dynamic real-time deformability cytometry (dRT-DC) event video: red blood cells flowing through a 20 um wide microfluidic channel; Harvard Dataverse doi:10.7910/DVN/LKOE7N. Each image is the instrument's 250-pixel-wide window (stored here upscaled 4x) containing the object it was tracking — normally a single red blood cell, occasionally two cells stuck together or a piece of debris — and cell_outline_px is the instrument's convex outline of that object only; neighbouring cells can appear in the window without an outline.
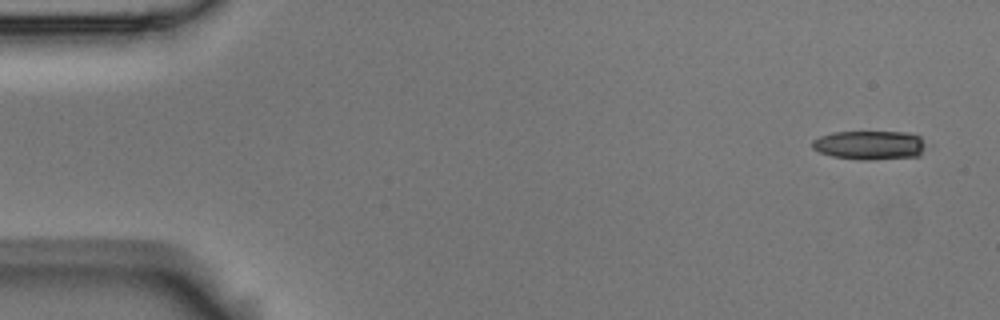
{"species": "Egyptian fruit bat (a non-hibernating species)", "species_latin": "Rousettus aegyptiacus", "temperature_condition": "room temperature", "stored_images_in_passage": 5, "camera_frame_rate_fps": 3000, "um_per_image_px": 0.085, "animal": {"sex": "male"}, "frame": {"image": 1, "passage_image": 1, "time_ms": 0.0, "image_size_px": [1000, 320], "cell_outline_px": [[932, 144], [920, 156], [864, 160], [832, 156], [820, 152], [812, 148], [812, 140], [820, 136], [832, 132], [904, 132], [920, 136]], "centroid_in_image_um": [74.03, 12.33], "position_along_channel_um": 11.0, "area_um2": 19.59}}
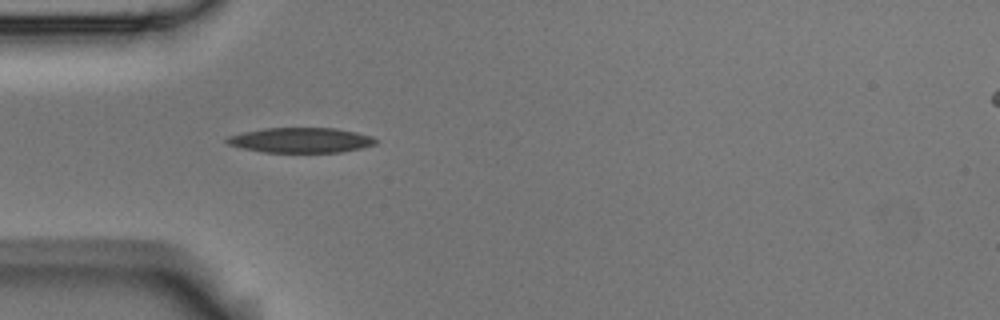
{"frame": {"image": 2, "passage_image": 5, "time_ms": 1.333, "image_size_px": [1000, 320], "cell_outline_px": [[376, 144], [360, 148], [340, 152], [264, 152], [244, 148], [228, 144], [224, 140], [228, 136], [244, 132], [264, 128], [336, 128], [356, 132], [372, 136], [376, 140]], "centroid_in_image_um": [25.57, 11.91], "position_along_channel_um": 59.4, "area_um2": 21.56}}